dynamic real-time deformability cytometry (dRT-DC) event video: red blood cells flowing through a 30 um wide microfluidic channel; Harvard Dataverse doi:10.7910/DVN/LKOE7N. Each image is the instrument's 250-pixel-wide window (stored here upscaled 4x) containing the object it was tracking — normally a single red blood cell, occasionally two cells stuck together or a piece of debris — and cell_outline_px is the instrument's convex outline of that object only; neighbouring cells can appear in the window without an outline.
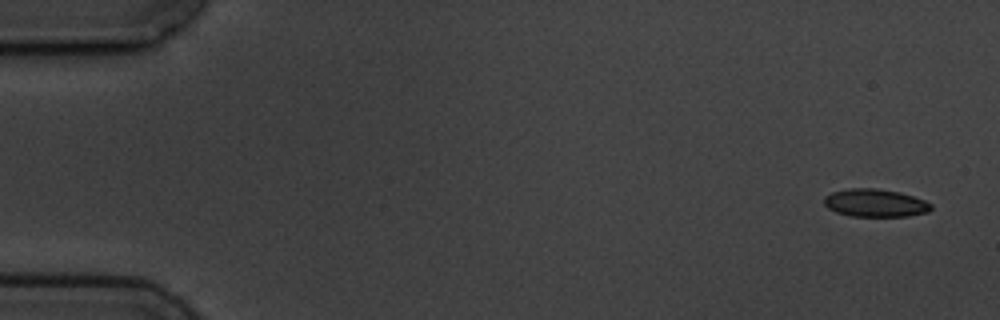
{"species": "common noctule bat (a hibernating species)", "species_latin": "Nyctalus noctula", "temperature_condition": "cold", "stored_images_in_passage": 6, "camera_frame_rate_fps": 3000, "um_per_image_px": 0.085, "animal": {"sex": "male", "body_mass_g": 19.5, "forearm_length_mm": 54.6}, "frame": {"image": 1, "passage_image": 1, "time_ms": 0.0, "image_size_px": [1000, 320], "cell_outline_px": [[932, 208], [928, 212], [908, 216], [852, 216], [836, 212], [828, 208], [824, 204], [824, 196], [832, 192], [848, 188], [876, 188], [900, 192], [924, 200], [932, 204]], "centroid_in_image_um": [74.38, 17.24], "position_along_channel_um": 10.6, "area_um2": 17.4}}
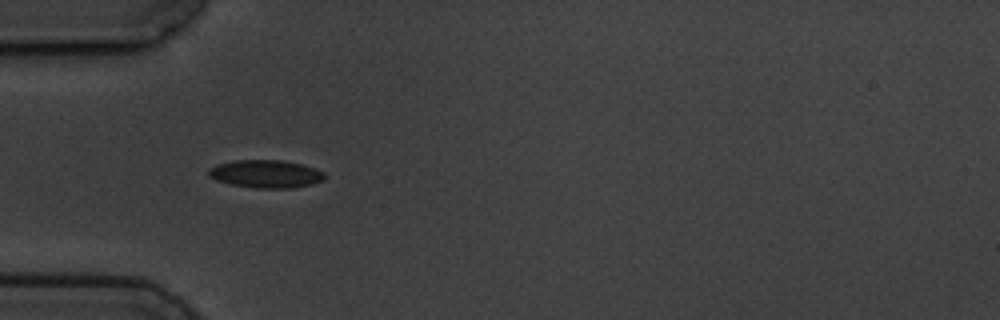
{"frame": {"image": 2, "passage_image": 5, "time_ms": 5.0, "image_size_px": [1000, 320], "cell_outline_px": [[324, 180], [312, 184], [292, 188], [256, 188], [232, 184], [216, 180], [208, 176], [208, 168], [216, 164], [236, 160], [284, 160], [304, 164], [316, 168], [324, 172]], "centroid_in_image_um": [22.61, 14.77], "position_along_channel_um": 62.4, "area_um2": 19.02}}
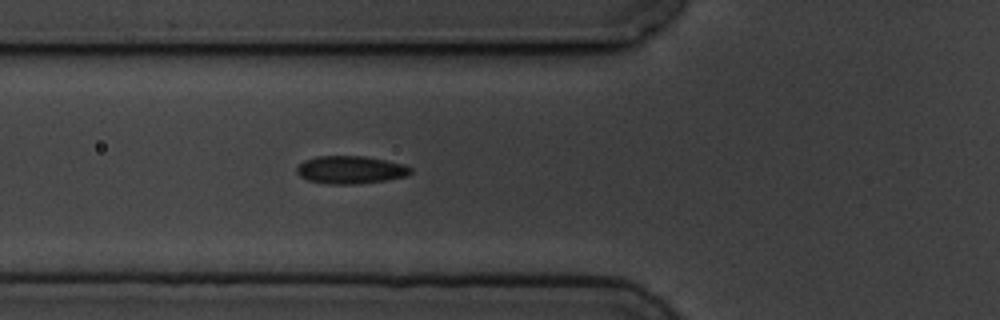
{"frame": {"image": 3, "passage_image": 6, "time_ms": 6.0, "image_size_px": [1000, 320], "cell_outline_px": [[412, 172], [408, 176], [360, 184], [328, 184], [308, 180], [300, 176], [296, 172], [296, 168], [304, 160], [316, 156], [364, 156], [404, 164], [412, 168]], "centroid_in_image_um": [29.79, 14.43], "position_along_channel_um": 96.0, "area_um2": 18.5}}